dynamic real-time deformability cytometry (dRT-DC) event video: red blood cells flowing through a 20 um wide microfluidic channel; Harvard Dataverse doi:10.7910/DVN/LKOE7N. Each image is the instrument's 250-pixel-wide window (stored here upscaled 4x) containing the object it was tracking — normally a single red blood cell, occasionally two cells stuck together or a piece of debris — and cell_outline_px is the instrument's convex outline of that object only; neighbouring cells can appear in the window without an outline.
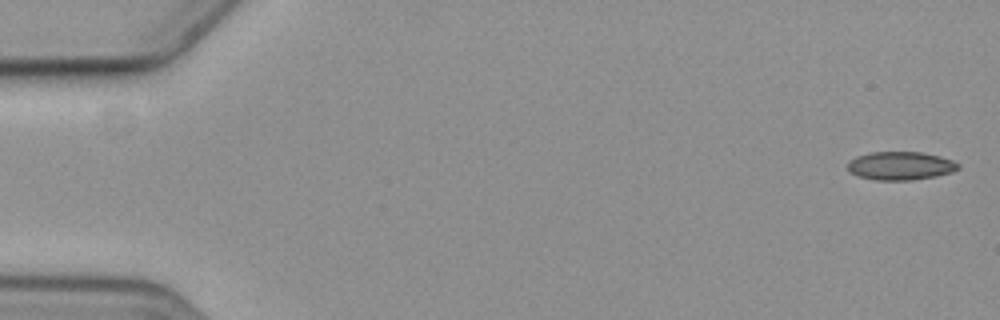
{"species": "common noctule bat (a hibernating species)", "species_latin": "Nyctalus noctula", "temperature_condition": "cold", "stored_images_in_passage": 6, "camera_frame_rate_fps": 3000, "um_per_image_px": 0.085, "animal": {"sex": "female", "body_mass_g": 19.3, "forearm_length_mm": 54.1}, "frame": {"image": 1, "passage_image": 1, "time_ms": 0.0, "image_size_px": [1000, 320], "cell_outline_px": [[960, 168], [952, 172], [936, 176], [912, 180], [872, 180], [856, 176], [848, 172], [848, 160], [856, 156], [868, 152], [924, 152], [940, 156], [952, 160], [960, 164]], "centroid_in_image_um": [76.51, 14.09], "position_along_channel_um": 8.5, "area_um2": 18.61}}
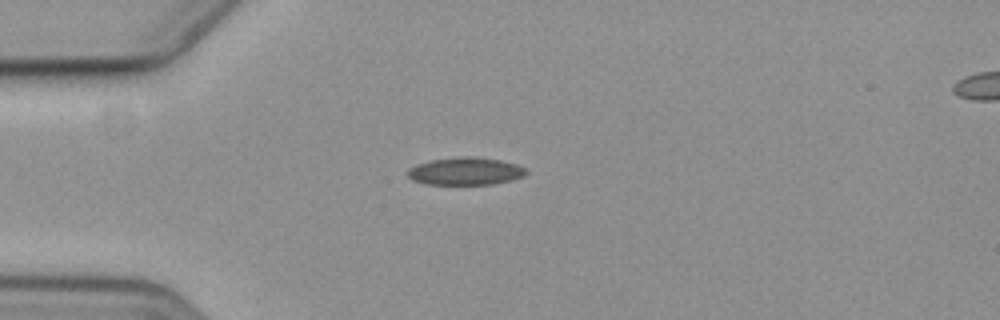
{"frame": {"image": 2, "passage_image": 5, "time_ms": 4.667, "image_size_px": [1000, 320], "cell_outline_px": [[528, 172], [524, 176], [512, 180], [492, 184], [424, 184], [412, 180], [408, 176], [408, 168], [416, 164], [432, 160], [456, 156], [476, 156], [500, 160], [516, 164], [528, 168]], "centroid_in_image_um": [39.58, 14.54], "position_along_channel_um": 45.4, "area_um2": 19.31}}